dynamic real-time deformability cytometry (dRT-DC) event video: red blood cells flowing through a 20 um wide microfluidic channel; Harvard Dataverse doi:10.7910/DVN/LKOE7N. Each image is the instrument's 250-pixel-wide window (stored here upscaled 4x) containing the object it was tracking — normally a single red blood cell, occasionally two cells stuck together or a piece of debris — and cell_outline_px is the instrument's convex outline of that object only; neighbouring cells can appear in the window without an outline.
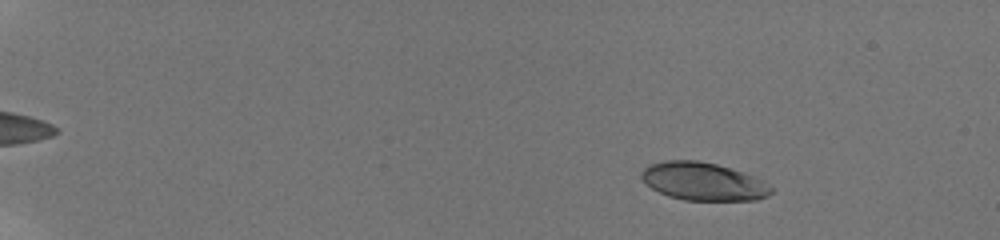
{"species": "human", "species_latin": "Homo sapiens", "temperature_condition": "room temperature", "stored_images_in_passage": 26, "camera_frame_rate_fps": 3000, "um_per_image_px": 0.085, "donor": {"sex": "male"}, "frame": {"image": 1, "passage_image": 10, "time_ms": 3.0, "image_size_px": [1000, 240], "cell_outline_px": [[772, 192], [768, 196], [756, 200], [684, 200], [668, 196], [652, 188], [640, 176], [640, 172], [648, 164], [664, 160], [696, 160], [716, 164], [744, 172], [764, 180], [772, 188]], "centroid_in_image_um": [59.78, 15.42], "position_along_channel_um": 25.2, "area_um2": 28.78}}
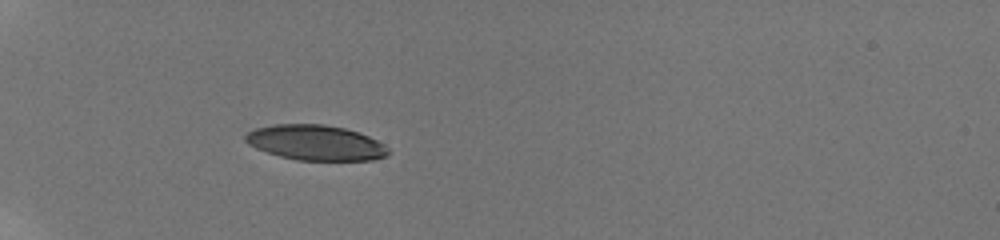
{"frame": {"image": 2, "passage_image": 23, "time_ms": 7.0, "image_size_px": [1000, 240], "cell_outline_px": [[388, 156], [372, 160], [296, 160], [280, 156], [256, 148], [248, 144], [244, 140], [244, 136], [248, 132], [256, 128], [272, 124], [324, 124], [344, 128], [368, 136], [384, 144], [388, 148]], "centroid_in_image_um": [26.81, 12.13], "position_along_channel_um": 58.2, "area_um2": 29.25}}
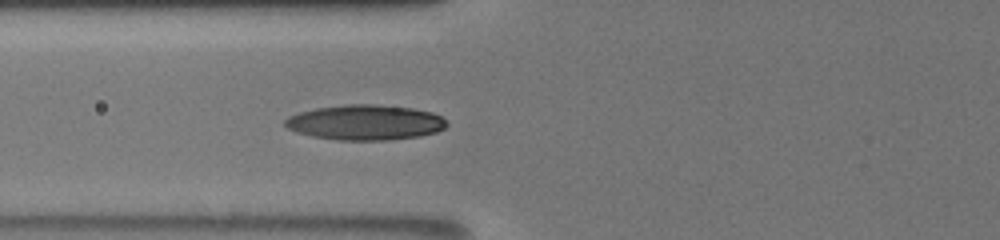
{"frame": {"image": 3, "passage_image": 26, "time_ms": 8.667, "image_size_px": [1000, 240], "cell_outline_px": [[448, 124], [444, 128], [436, 132], [420, 136], [388, 140], [336, 140], [312, 136], [296, 132], [288, 128], [284, 124], [284, 120], [288, 116], [300, 112], [316, 108], [348, 104], [376, 104], [412, 108], [432, 112], [440, 116]], "centroid_in_image_um": [31.03, 10.41], "position_along_channel_um": 94.8, "area_um2": 33.18}}